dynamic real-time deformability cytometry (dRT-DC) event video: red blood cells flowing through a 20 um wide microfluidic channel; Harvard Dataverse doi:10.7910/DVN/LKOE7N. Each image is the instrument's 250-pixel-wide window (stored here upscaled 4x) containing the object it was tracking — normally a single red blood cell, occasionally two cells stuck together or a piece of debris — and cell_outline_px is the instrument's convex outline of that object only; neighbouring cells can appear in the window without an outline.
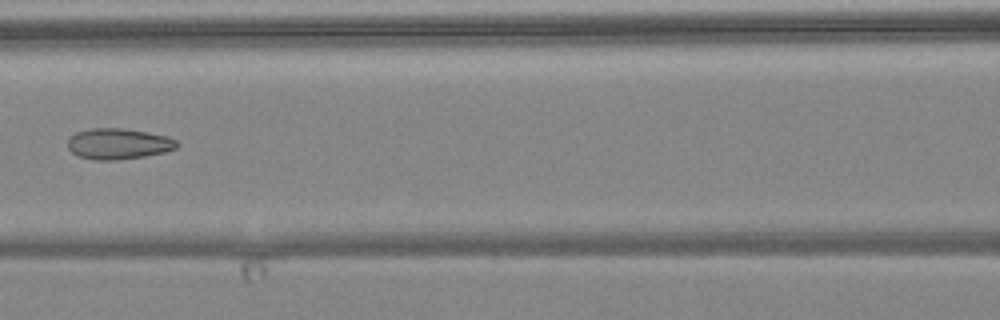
{"species": "common noctule bat (a hibernating species)", "species_latin": "Nyctalus noctula", "temperature_condition": "warm", "stored_images_in_passage": 5, "camera_frame_rate_fps": 3000, "um_per_image_px": 0.085, "animal": {"sex": "female", "body_mass_g": 24.6, "forearm_length_mm": 56.2}, "frame": {"image": 1, "passage_image": 5, "time_ms": 5.667, "image_size_px": [1000, 320], "cell_outline_px": [[180, 144], [176, 148], [164, 152], [144, 156], [116, 160], [92, 160], [76, 156], [68, 148], [68, 136], [76, 132], [88, 128], [124, 128], [148, 132], [168, 136], [176, 140]], "centroid_in_image_um": [10.03, 12.22], "position_along_channel_um": 156.6, "area_um2": 19.94}}